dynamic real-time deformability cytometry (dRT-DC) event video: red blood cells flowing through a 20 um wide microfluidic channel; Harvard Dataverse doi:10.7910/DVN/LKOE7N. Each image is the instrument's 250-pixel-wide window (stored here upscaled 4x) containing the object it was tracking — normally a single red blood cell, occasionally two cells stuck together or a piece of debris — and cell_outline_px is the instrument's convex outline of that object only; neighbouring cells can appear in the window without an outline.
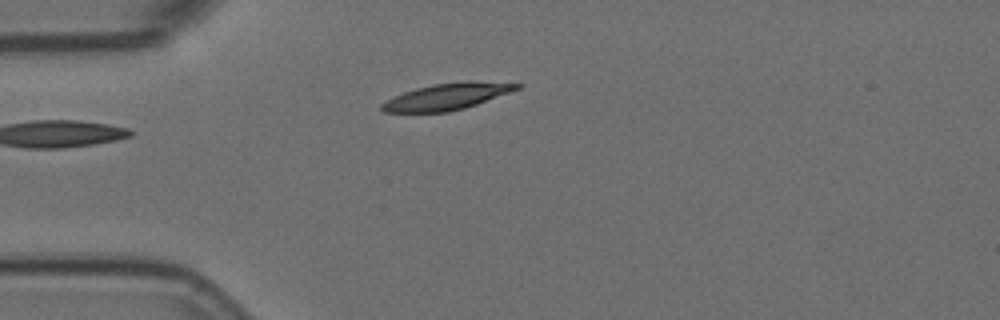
{"species": "Egyptian fruit bat (a non-hibernating species)", "species_latin": "Rousettus aegyptiacus", "temperature_condition": "room temperature", "stored_images_in_passage": 3, "camera_frame_rate_fps": 3000, "um_per_image_px": 0.085, "animal": {"sex": "female"}, "frame": {"image": 1, "passage_image": 3, "time_ms": 0.667, "image_size_px": [1000, 320], "cell_outline_px": [[524, 84], [520, 88], [476, 104], [464, 108], [448, 112], [384, 112], [380, 108], [380, 104], [404, 92], [416, 88], [432, 84], [472, 80]], "centroid_in_image_um": [38.0, 8.19], "position_along_channel_um": 47.0, "area_um2": 20.63}}